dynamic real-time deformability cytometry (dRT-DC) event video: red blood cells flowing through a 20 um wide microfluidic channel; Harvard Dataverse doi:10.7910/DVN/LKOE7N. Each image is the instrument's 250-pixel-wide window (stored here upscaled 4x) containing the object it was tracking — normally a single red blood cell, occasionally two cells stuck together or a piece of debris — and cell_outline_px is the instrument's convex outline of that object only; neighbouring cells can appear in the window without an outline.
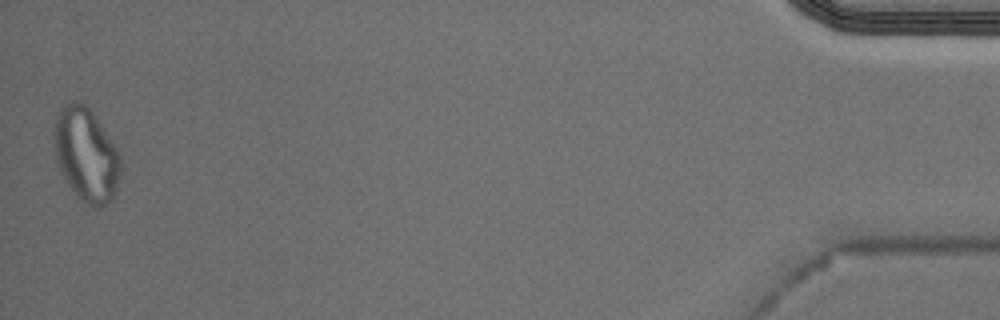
{"species": "Egyptian fruit bat (a non-hibernating species)", "species_latin": "Rousettus aegyptiacus", "temperature_condition": "cold", "stored_images_in_passage": 48, "segment_of_instrument_passage": [2, 2], "camera_frame_rate_fps": 3000, "um_per_image_px": 0.085, "animal": {"sex": "male"}, "frame": {"image": 1, "passage_image": 48, "time_ms": 15.667, "image_size_px": [1000, 320], "cell_outline_px": [[120, 172], [116, 192], [112, 200], [100, 208], [92, 208], [80, 200], [76, 196], [68, 184], [60, 168], [56, 156], [56, 120], [60, 108], [64, 104], [72, 100], [80, 100], [92, 112], [120, 152]], "centroid_in_image_um": [7.37, 13.18], "position_along_channel_um": 427.8, "area_um2": 35.95}}